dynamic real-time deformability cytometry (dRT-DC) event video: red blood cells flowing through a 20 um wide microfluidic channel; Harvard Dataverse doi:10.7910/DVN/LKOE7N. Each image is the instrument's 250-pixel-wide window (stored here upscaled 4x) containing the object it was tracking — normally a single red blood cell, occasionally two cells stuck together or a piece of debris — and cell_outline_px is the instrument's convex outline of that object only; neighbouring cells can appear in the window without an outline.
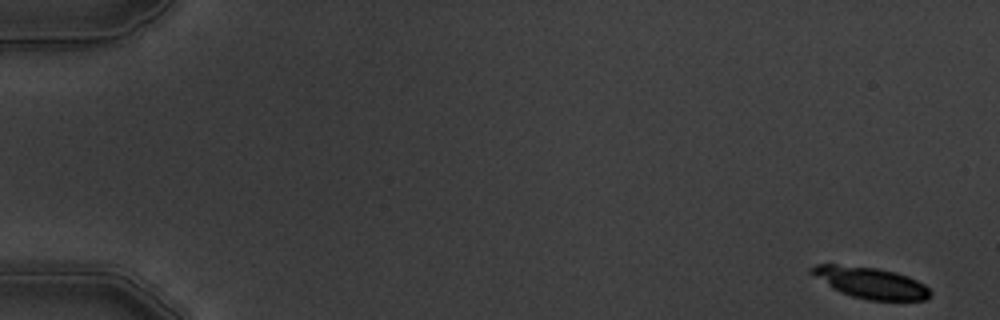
{"species": "common noctule bat (a hibernating species)", "species_latin": "Nyctalus noctula", "temperature_condition": "warm", "stored_images_in_passage": 7, "camera_frame_rate_fps": 3000, "um_per_image_px": 0.085, "animal": {"sex": "male", "body_mass_g": 19.5, "forearm_length_mm": 54.6}, "frame": {"image": 1, "passage_image": 1, "time_ms": 0.0, "image_size_px": [1000, 320], "cell_outline_px": [[932, 296], [924, 300], [868, 300], [852, 296], [840, 292], [832, 288], [808, 272], [808, 268], [816, 264], [836, 264], [876, 268], [896, 272], [908, 276], [924, 284], [932, 292]], "centroid_in_image_um": [73.98, 24.03], "position_along_channel_um": 11.0, "area_um2": 21.68}}
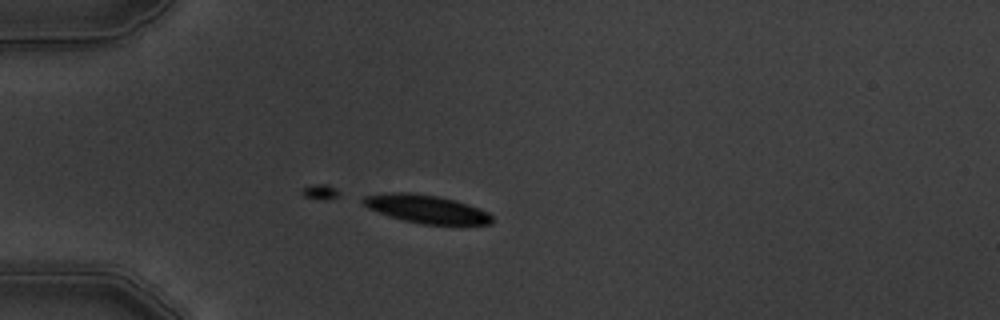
{"frame": {"image": 2, "passage_image": 5, "time_ms": 4.667, "image_size_px": [1000, 320], "cell_outline_px": [[492, 220], [488, 224], [424, 224], [404, 220], [388, 216], [368, 208], [360, 200], [364, 196], [392, 192], [412, 192], [436, 196], [456, 200], [480, 208], [488, 212], [492, 216]], "centroid_in_image_um": [36.22, 17.75], "position_along_channel_um": 48.8, "area_um2": 21.04}}
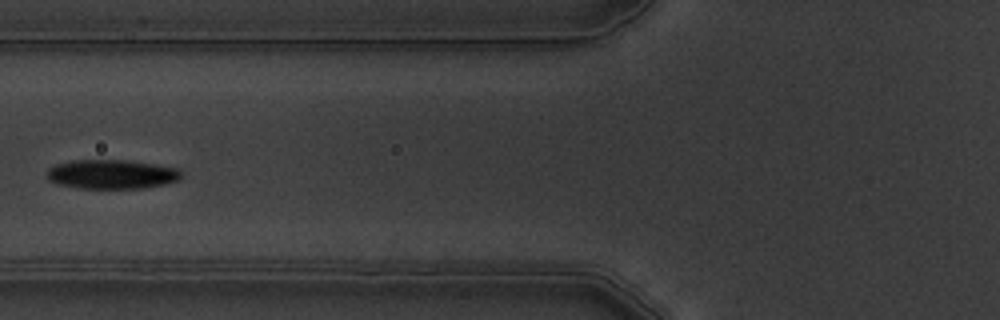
{"frame": {"image": 3, "passage_image": 7, "time_ms": 7.0, "image_size_px": [1000, 320], "cell_outline_px": [[180, 180], [164, 184], [144, 188], [80, 188], [56, 184], [48, 180], [48, 168], [56, 164], [72, 160], [128, 160], [180, 168]], "centroid_in_image_um": [9.49, 14.81], "position_along_channel_um": 116.3, "area_um2": 22.95}}